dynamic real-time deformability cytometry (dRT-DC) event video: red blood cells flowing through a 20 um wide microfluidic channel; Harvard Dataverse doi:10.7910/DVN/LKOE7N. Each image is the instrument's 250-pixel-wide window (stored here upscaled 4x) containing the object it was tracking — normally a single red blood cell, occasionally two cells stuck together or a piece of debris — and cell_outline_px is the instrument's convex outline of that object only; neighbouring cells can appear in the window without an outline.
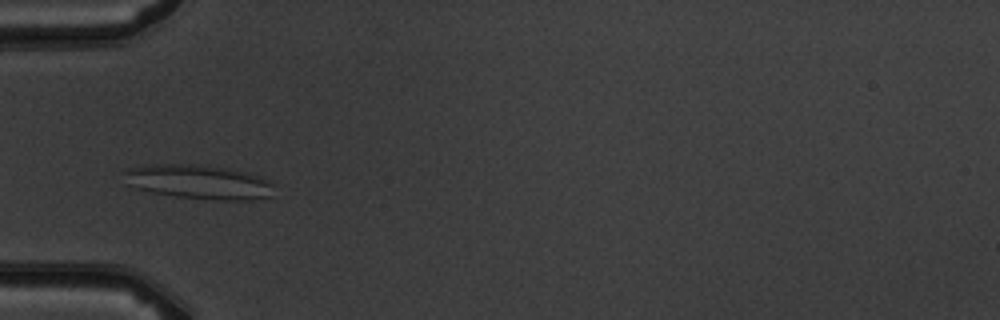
{"species": "common noctule bat (a hibernating species)", "species_latin": "Nyctalus noctula", "temperature_condition": "warm", "stored_images_in_passage": 5, "camera_frame_rate_fps": 3000, "um_per_image_px": 0.085, "animal": {"sex": "male", "body_mass_g": 19.5, "forearm_length_mm": 54.6}, "frame": {"image": 1, "passage_image": 3, "time_ms": 3.333, "image_size_px": [1000, 320], "cell_outline_px": [[276, 196], [252, 200], [216, 200], [176, 196], [148, 192], [136, 188], [128, 184], [120, 172], [128, 168], [148, 164], [208, 164], [228, 168], [260, 176], [268, 180], [272, 184]], "centroid_in_image_um": [16.89, 15.46], "position_along_channel_um": 68.1, "area_um2": 30.63}}
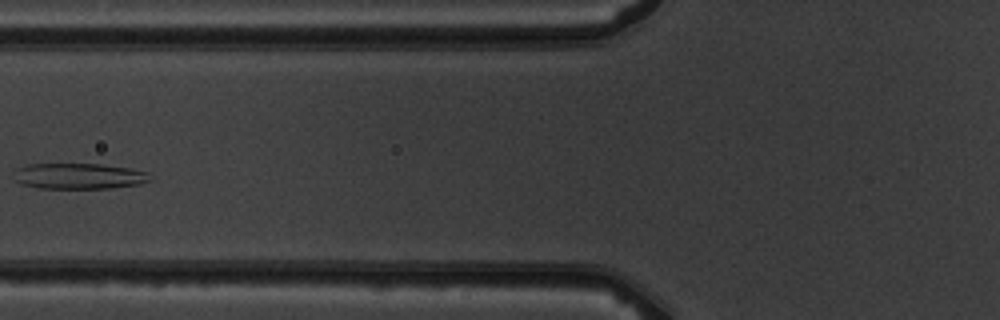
{"frame": {"image": 2, "passage_image": 4, "time_ms": 4.667, "image_size_px": [1000, 320], "cell_outline_px": [[152, 180], [140, 184], [108, 188], [40, 188], [20, 184], [16, 180], [16, 168], [28, 164], [100, 164], [128, 168], [148, 172]], "centroid_in_image_um": [6.73, 14.97], "position_along_channel_um": 119.1, "area_um2": 20.35}}